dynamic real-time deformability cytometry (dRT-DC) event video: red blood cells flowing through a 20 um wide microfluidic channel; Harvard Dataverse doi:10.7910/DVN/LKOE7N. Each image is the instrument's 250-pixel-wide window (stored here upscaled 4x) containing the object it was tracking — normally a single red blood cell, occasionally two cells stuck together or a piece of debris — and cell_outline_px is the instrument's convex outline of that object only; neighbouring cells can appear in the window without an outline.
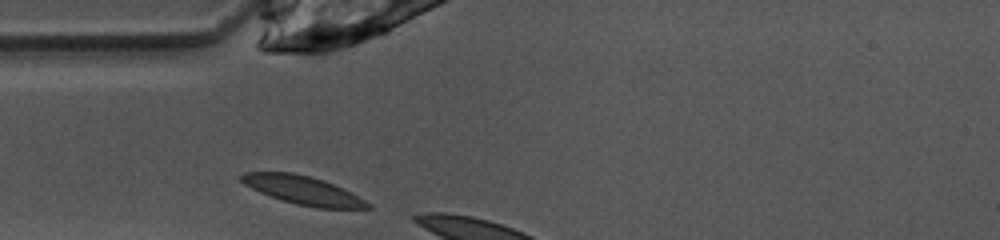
{"species": "common noctule bat (a hibernating species)", "species_latin": "Nyctalus noctula", "temperature_condition": "warm", "stored_images_in_passage": 3, "camera_frame_rate_fps": 3000, "um_per_image_px": 0.085, "animal": {"sex": "female", "body_mass_g": 10.0, "forearm_length_mm": 53.1}, "frame": {"image": 1, "passage_image": 1, "time_ms": 0.0, "image_size_px": [1000, 240], "cell_outline_px": [[372, 208], [316, 208], [296, 204], [260, 192], [244, 184], [240, 180], [240, 176], [244, 172], [292, 172], [324, 180], [352, 192], [372, 204]], "centroid_in_image_um": [25.78, 16.17], "position_along_channel_um": 59.2, "area_um2": 20.81}}